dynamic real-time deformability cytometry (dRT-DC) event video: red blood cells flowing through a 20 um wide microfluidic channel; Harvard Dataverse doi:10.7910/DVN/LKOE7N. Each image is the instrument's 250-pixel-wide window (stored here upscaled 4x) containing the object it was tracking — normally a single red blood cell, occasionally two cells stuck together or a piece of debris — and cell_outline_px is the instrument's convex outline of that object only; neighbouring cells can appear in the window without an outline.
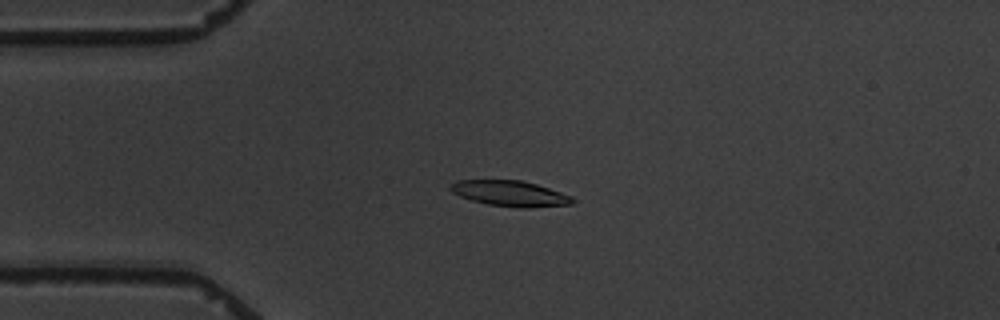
{"species": "common noctule bat (a hibernating species)", "species_latin": "Nyctalus noctula", "temperature_condition": "warm", "stored_images_in_passage": 5, "camera_frame_rate_fps": 3000, "um_per_image_px": 0.085, "animal": {"sex": "male", "body_mass_g": 19.5, "forearm_length_mm": 54.6}, "frame": {"image": 1, "passage_image": 4, "time_ms": 3.333, "image_size_px": [1000, 320], "cell_outline_px": [[576, 200], [572, 204], [528, 208], [516, 208], [488, 204], [472, 200], [460, 196], [452, 192], [448, 188], [448, 184], [456, 180], [520, 180], [536, 184], [572, 196]], "centroid_in_image_um": [43.33, 16.44], "position_along_channel_um": 41.7, "area_um2": 18.32}}
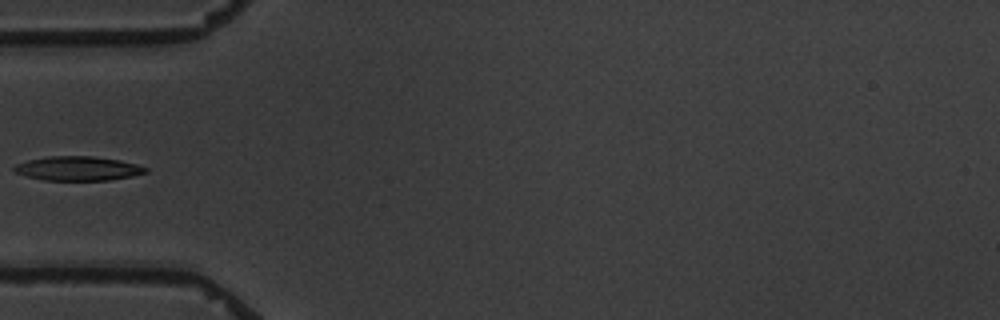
{"frame": {"image": 2, "passage_image": 5, "time_ms": 5.0, "image_size_px": [1000, 320], "cell_outline_px": [[148, 172], [132, 176], [108, 180], [44, 180], [28, 176], [16, 172], [12, 168], [16, 164], [28, 160], [48, 156], [92, 156], [120, 160], [136, 164], [148, 168]], "centroid_in_image_um": [6.64, 14.31], "position_along_channel_um": 78.4, "area_um2": 18.44}}